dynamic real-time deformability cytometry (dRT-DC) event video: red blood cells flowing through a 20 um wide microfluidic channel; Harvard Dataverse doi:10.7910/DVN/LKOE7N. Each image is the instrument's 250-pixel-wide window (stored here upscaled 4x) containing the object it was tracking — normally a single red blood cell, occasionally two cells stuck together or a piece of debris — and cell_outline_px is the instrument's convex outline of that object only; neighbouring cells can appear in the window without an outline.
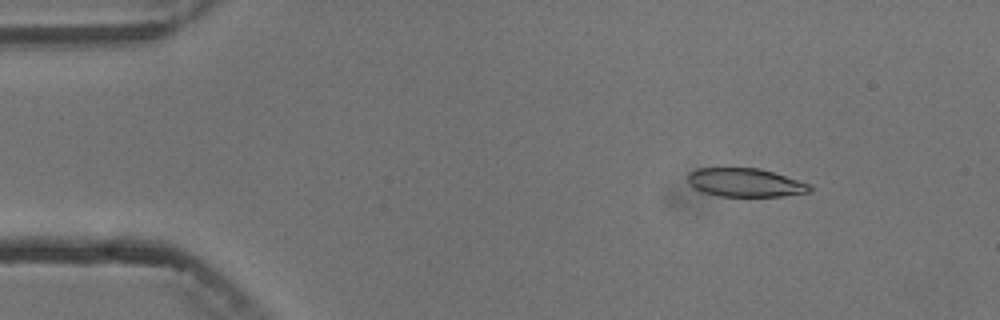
{"species": "common noctule bat (a hibernating species)", "species_latin": "Nyctalus noctula", "temperature_condition": "cold", "stored_images_in_passage": 4, "camera_frame_rate_fps": 3000, "um_per_image_px": 0.085, "animal": {"sex": "male", "body_mass_g": 13.3}, "frame": {"image": 1, "passage_image": 2, "time_ms": 1.0, "image_size_px": [1000, 320], "cell_outline_px": [[812, 192], [784, 196], [720, 196], [704, 192], [692, 188], [688, 180], [688, 172], [696, 168], [760, 168], [812, 184]], "centroid_in_image_um": [63.37, 15.52], "position_along_channel_um": 21.6, "area_um2": 20.46}}